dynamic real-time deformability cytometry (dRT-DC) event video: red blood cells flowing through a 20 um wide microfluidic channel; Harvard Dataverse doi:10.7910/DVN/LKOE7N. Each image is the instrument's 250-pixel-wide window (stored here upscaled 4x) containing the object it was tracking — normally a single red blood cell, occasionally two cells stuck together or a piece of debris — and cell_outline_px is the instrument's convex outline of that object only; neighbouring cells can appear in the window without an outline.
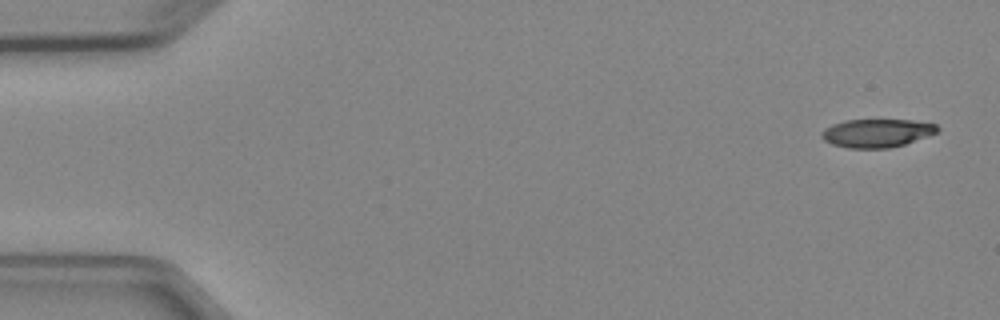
{"species": "Egyptian fruit bat (a non-hibernating species)", "species_latin": "Rousettus aegyptiacus", "temperature_condition": "cold", "stored_images_in_passage": 4, "camera_frame_rate_fps": 3000, "um_per_image_px": 0.085, "animal": {"sex": "female"}, "frame": {"image": 1, "passage_image": 1, "time_ms": 0.0, "image_size_px": [1000, 320], "cell_outline_px": [[940, 132], [904, 144], [888, 148], [848, 148], [832, 144], [824, 140], [820, 136], [820, 132], [824, 128], [832, 124], [844, 120], [912, 120], [936, 124], [940, 128]], "centroid_in_image_um": [74.53, 11.31], "position_along_channel_um": 10.5, "area_um2": 19.25}}
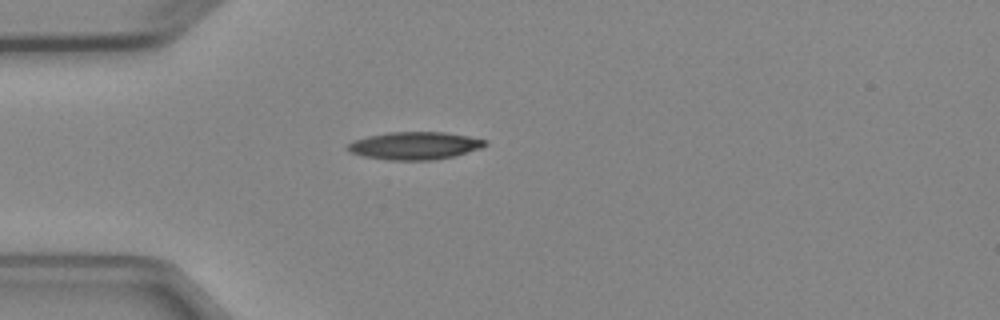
{"frame": {"image": 2, "passage_image": 4, "time_ms": 4.0, "image_size_px": [1000, 320], "cell_outline_px": [[488, 144], [480, 148], [456, 156], [432, 160], [388, 160], [364, 156], [352, 152], [348, 148], [348, 144], [352, 140], [368, 136], [388, 132], [444, 132], [468, 136], [488, 140]], "centroid_in_image_um": [35.29, 12.38], "position_along_channel_um": 49.7, "area_um2": 22.14}}